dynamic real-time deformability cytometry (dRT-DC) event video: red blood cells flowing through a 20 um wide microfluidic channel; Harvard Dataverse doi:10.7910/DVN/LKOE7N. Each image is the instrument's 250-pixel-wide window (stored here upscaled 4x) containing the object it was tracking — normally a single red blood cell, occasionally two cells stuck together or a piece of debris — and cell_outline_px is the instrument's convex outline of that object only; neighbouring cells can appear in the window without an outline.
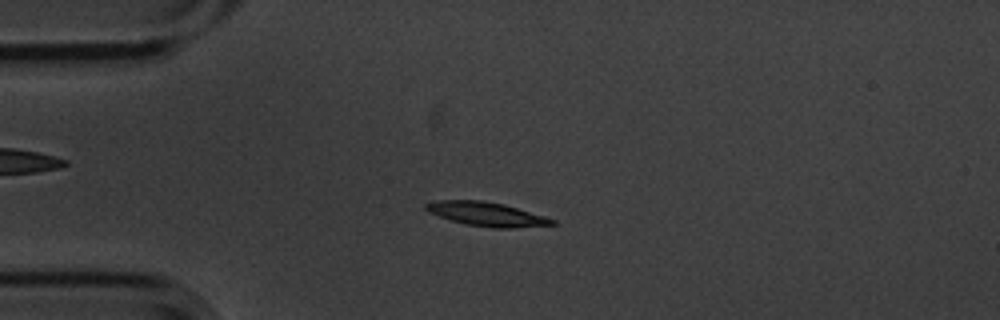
{"species": "common noctule bat (a hibernating species)", "species_latin": "Nyctalus noctula", "temperature_condition": "cold", "stored_images_in_passage": 4, "camera_frame_rate_fps": 3000, "um_per_image_px": 0.085, "animal": {"sex": "male", "body_mass_g": 20.1, "forearm_length_mm": 53.5}, "frame": {"image": 1, "passage_image": 3, "time_ms": 0.667, "image_size_px": [1000, 320], "cell_outline_px": [[556, 224], [512, 228], [492, 228], [464, 224], [428, 212], [424, 208], [424, 204], [436, 200], [480, 200], [504, 204], [544, 216], [556, 220]], "centroid_in_image_um": [41.34, 18.19], "position_along_channel_um": 43.7, "area_um2": 17.57}}